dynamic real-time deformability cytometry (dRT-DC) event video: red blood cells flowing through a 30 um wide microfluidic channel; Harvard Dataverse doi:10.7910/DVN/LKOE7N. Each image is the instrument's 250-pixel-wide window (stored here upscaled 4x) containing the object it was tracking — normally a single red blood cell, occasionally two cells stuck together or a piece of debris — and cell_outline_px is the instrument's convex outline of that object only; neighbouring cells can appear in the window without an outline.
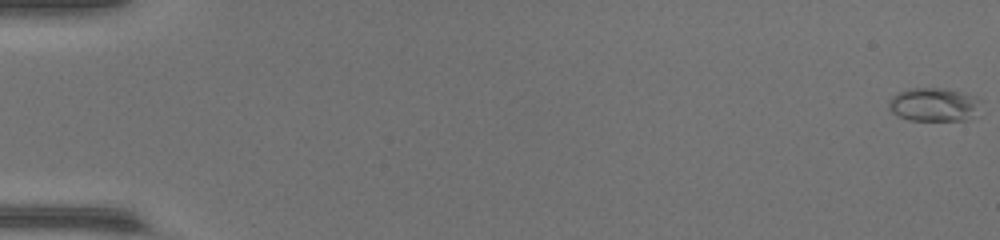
{"species": "common noctule bat (a hibernating species)", "species_latin": "Nyctalus noctula", "temperature_condition": "warm", "stored_images_in_passage": 27, "camera_frame_rate_fps": 3000, "um_per_image_px": 0.085, "animal": {"sex": "female", "body_mass_g": 17.0, "forearm_length_mm": 48.0}, "frame": {"image": 1, "passage_image": 1, "time_ms": 0.0, "image_size_px": [1000, 240], "cell_outline_px": [[984, 100], [976, 116], [964, 120], [908, 120], [892, 112], [888, 108], [888, 100], [892, 96], [908, 88], [944, 88], [976, 96]], "centroid_in_image_um": [79.43, 8.89], "position_along_channel_um": 5.6, "area_um2": 18.32}}
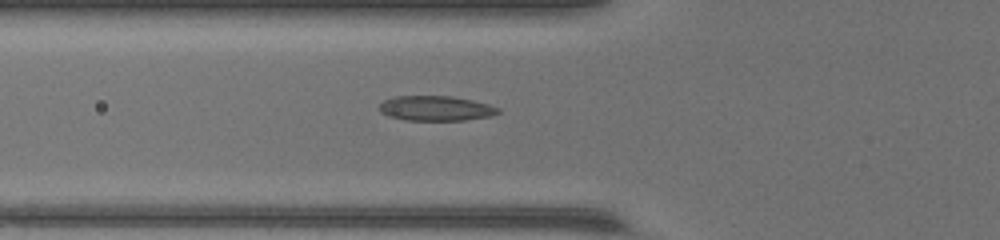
{"frame": {"image": 2, "passage_image": 22, "time_ms": 7.0, "image_size_px": [1000, 240], "cell_outline_px": [[500, 112], [492, 116], [464, 120], [404, 120], [388, 116], [380, 112], [380, 104], [384, 100], [396, 96], [452, 96], [472, 100], [488, 104], [500, 108]], "centroid_in_image_um": [37.05, 9.21], "position_along_channel_um": 88.7, "area_um2": 17.28}}
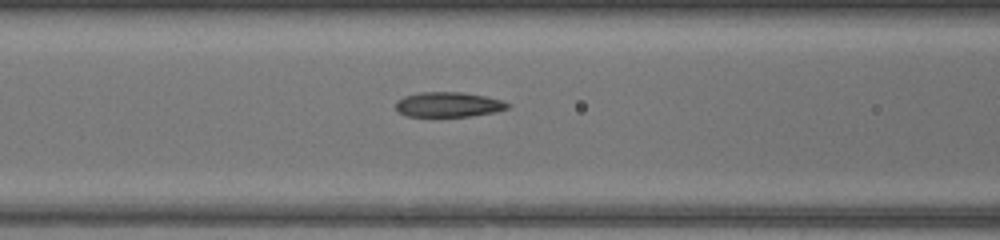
{"frame": {"image": 3, "passage_image": 25, "time_ms": 8.0, "image_size_px": [1000, 240], "cell_outline_px": [[508, 108], [496, 112], [472, 116], [404, 116], [396, 108], [396, 100], [404, 96], [420, 92], [460, 92], [484, 96], [500, 100], [508, 104]], "centroid_in_image_um": [38.08, 8.89], "position_along_channel_um": 128.5, "area_um2": 16.13}}